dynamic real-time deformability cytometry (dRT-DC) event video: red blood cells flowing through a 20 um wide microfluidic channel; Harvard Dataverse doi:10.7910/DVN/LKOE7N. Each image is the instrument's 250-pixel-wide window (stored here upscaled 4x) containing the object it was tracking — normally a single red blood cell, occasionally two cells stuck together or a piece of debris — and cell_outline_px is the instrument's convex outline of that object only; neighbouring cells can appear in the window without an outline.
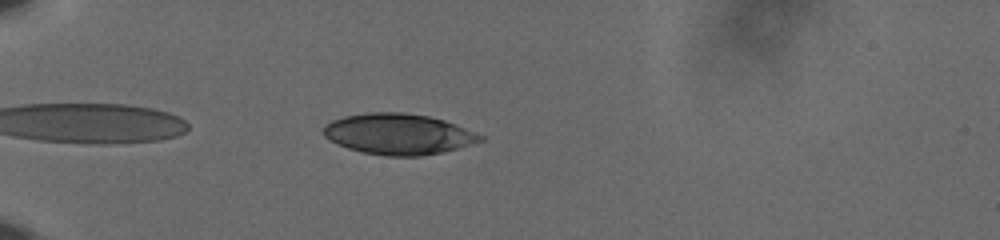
{"species": "human", "species_latin": "Homo sapiens", "temperature_condition": "cold", "stored_images_in_passage": 44, "camera_frame_rate_fps": 3000, "um_per_image_px": 0.085, "donor": {"sex": "male"}, "frame": {"image": 1, "passage_image": 4, "time_ms": 1.0, "image_size_px": [1000, 240], "cell_outline_px": [[484, 140], [444, 152], [420, 156], [388, 156], [364, 152], [348, 148], [324, 136], [320, 132], [324, 124], [332, 120], [344, 116], [368, 112], [400, 112], [428, 116], [444, 120], [456, 124], [484, 136]], "centroid_in_image_um": [33.85, 11.39], "position_along_channel_um": 51.1, "area_um2": 37.28}}
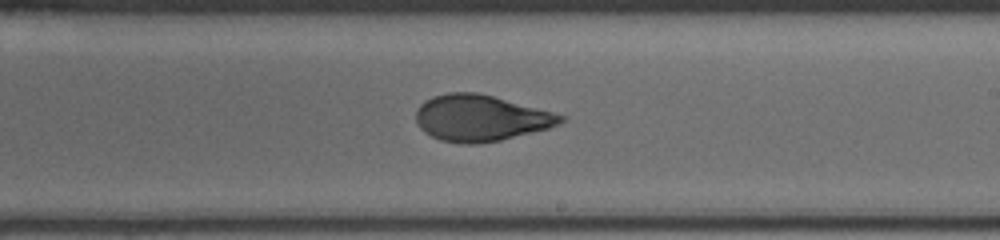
{"frame": {"image": 2, "passage_image": 23, "time_ms": 7.333, "image_size_px": [1000, 240], "cell_outline_px": [[564, 120], [548, 128], [500, 140], [476, 144], [460, 144], [440, 140], [424, 132], [420, 128], [416, 120], [416, 108], [424, 100], [432, 96], [448, 92], [476, 92], [492, 96], [552, 112], [564, 116]], "centroid_in_image_um": [40.77, 10.03], "position_along_channel_um": 248.2, "area_um2": 38.67}}
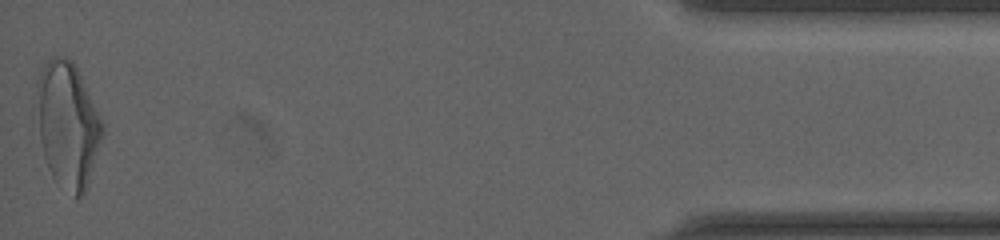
{"frame": {"image": 3, "passage_image": 44, "time_ms": 14.333, "image_size_px": [1000, 240], "cell_outline_px": [[104, 132], [88, 184], [84, 192], [80, 196], [76, 196], [56, 180], [52, 176], [48, 168], [44, 156], [40, 140], [36, 80], [44, 64], [52, 56], [64, 56], [72, 60], [104, 124]], "centroid_in_image_um": [5.75, 10.56], "position_along_channel_um": 429.4, "area_um2": 47.28}, "authors_computed_cell_mechanics": {"area_um2": 38.726, "velocity_mm_per_s": 3.6291, "shape_relaxation_time_tau1_ms": 5.0448, "shape_relaxation_time_tau2_ms": 1.2881, "deformation_change_tau1": 0.1754, "deformation_change_tau2": 0.0703}}